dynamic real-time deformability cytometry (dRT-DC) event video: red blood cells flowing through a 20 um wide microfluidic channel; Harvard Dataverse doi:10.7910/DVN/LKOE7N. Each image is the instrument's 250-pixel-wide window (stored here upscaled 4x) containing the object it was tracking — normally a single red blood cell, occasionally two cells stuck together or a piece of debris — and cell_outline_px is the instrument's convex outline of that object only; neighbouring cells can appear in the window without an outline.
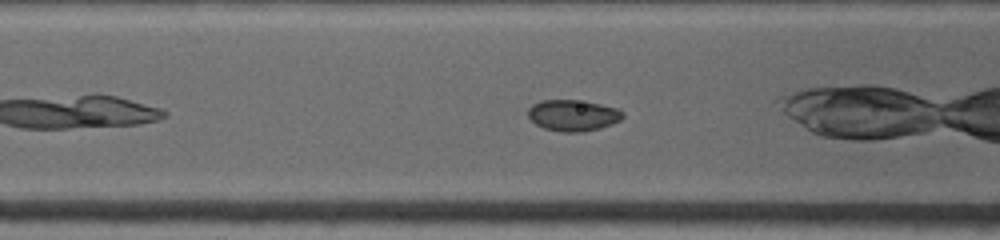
{"species": "common noctule bat (a hibernating species)", "species_latin": "Nyctalus noctula", "temperature_condition": "warm", "stored_images_in_passage": 23, "camera_frame_rate_fps": 4500, "um_per_image_px": 0.085, "animal": {"sex": "female", "body_mass_g": 19.0, "forearm_length_mm": 53.3}, "frame": {"image": 1, "passage_image": 7, "time_ms": 2.0, "image_size_px": [1000, 240], "cell_outline_px": [[624, 116], [620, 120], [612, 124], [600, 128], [580, 132], [564, 132], [544, 128], [536, 124], [528, 116], [528, 108], [532, 104], [540, 100], [576, 100], [600, 104], [620, 108], [624, 112]], "centroid_in_image_um": [48.72, 9.8], "position_along_channel_um": 117.9, "area_um2": 17.28}}
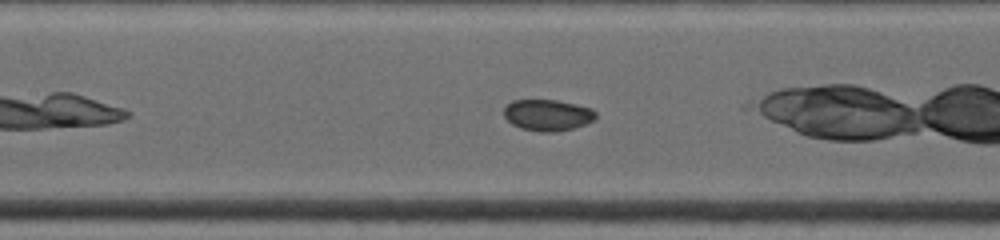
{"frame": {"image": 2, "passage_image": 10, "time_ms": 3.111, "image_size_px": [1000, 240], "cell_outline_px": [[596, 120], [572, 128], [556, 132], [540, 132], [520, 128], [512, 124], [504, 116], [504, 108], [512, 100], [556, 100], [576, 104], [592, 108], [596, 112]], "centroid_in_image_um": [46.56, 9.78], "position_along_channel_um": 160.8, "area_um2": 16.82}}